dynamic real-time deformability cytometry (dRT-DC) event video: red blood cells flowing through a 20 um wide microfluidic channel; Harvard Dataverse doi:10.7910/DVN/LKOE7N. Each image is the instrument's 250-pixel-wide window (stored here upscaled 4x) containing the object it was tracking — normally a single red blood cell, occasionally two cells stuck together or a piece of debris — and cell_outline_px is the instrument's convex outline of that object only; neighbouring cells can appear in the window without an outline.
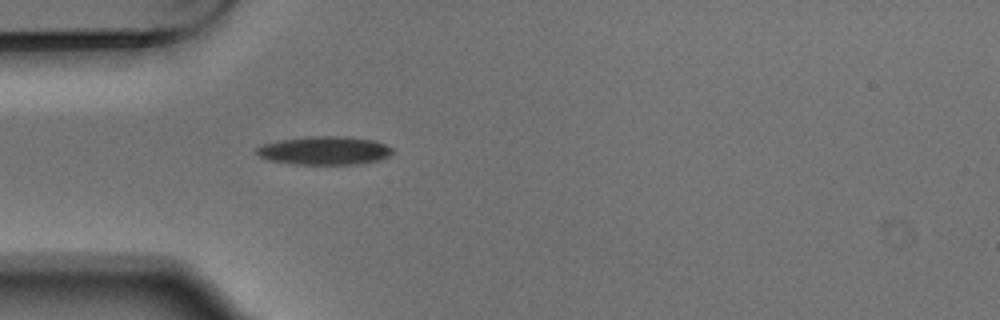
{"species": "Egyptian fruit bat (a non-hibernating species)", "species_latin": "Rousettus aegyptiacus", "temperature_condition": "warm", "stored_images_in_passage": 4, "camera_frame_rate_fps": 3000, "um_per_image_px": 0.085, "animal": {"sex": "male"}, "frame": {"image": 1, "passage_image": 4, "time_ms": 1.0, "image_size_px": [1000, 320], "cell_outline_px": [[396, 152], [380, 160], [360, 164], [292, 164], [268, 160], [260, 156], [256, 152], [256, 148], [264, 144], [280, 140], [308, 136], [340, 136], [372, 140], [384, 144], [392, 148]], "centroid_in_image_um": [27.6, 12.8], "position_along_channel_um": 57.4, "area_um2": 22.48}}